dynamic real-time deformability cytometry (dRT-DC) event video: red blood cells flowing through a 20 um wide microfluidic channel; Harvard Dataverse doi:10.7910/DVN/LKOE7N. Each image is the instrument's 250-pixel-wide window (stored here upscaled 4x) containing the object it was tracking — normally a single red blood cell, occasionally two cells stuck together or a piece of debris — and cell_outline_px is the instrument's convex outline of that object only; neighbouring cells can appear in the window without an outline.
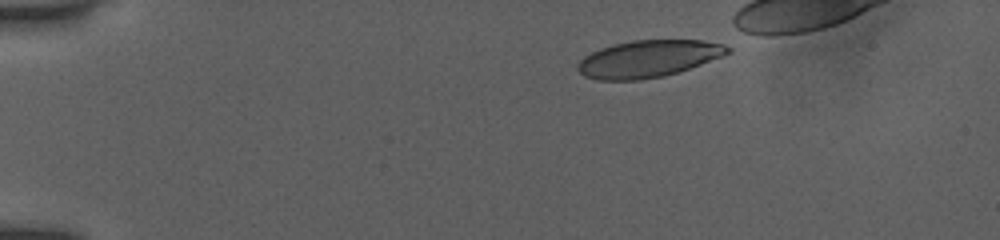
{"species": "human", "species_latin": "Homo sapiens", "temperature_condition": "room temperature", "stored_images_in_passage": 9, "segment_of_instrument_passage": [1, 2], "camera_frame_rate_fps": 3000, "um_per_image_px": 0.085, "donor": {"sex": "female"}, "frame": {"image": 1, "passage_image": 1, "time_ms": 0.0, "image_size_px": [1000, 240], "cell_outline_px": [[732, 52], [724, 56], [664, 76], [640, 80], [596, 80], [584, 76], [576, 68], [576, 64], [584, 56], [600, 48], [612, 44], [632, 40], [700, 40], [724, 44], [732, 48]], "centroid_in_image_um": [55.09, 4.99], "position_along_channel_um": 29.9, "area_um2": 32.48}}
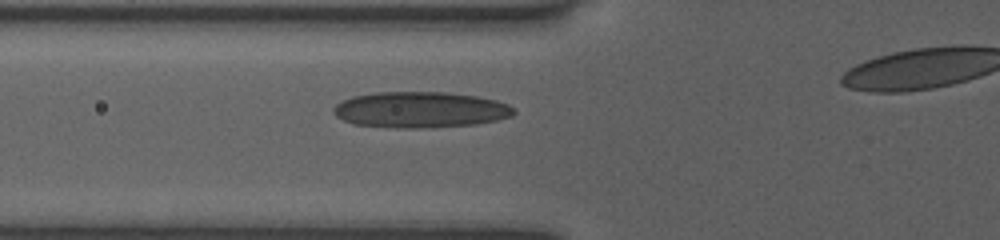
{"frame": {"image": 2, "passage_image": 6, "time_ms": 1.667, "image_size_px": [1000, 240], "cell_outline_px": [[516, 112], [512, 116], [496, 120], [476, 124], [432, 128], [396, 128], [352, 124], [336, 116], [332, 112], [332, 108], [340, 100], [352, 96], [376, 92], [444, 92], [476, 96], [496, 100], [508, 104]], "centroid_in_image_um": [35.69, 9.33], "position_along_channel_um": 90.1, "area_um2": 38.15}}
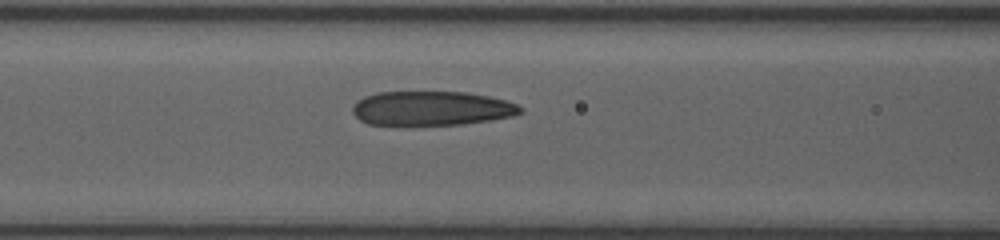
{"frame": {"image": 3, "passage_image": 8, "time_ms": 2.333, "image_size_px": [1000, 240], "cell_outline_px": [[524, 112], [512, 116], [492, 120], [460, 124], [368, 124], [360, 120], [352, 112], [352, 108], [356, 100], [364, 96], [376, 92], [464, 92], [488, 96], [504, 100], [516, 104], [524, 108]], "centroid_in_image_um": [36.68, 9.2], "position_along_channel_um": 129.9, "area_um2": 33.41}}